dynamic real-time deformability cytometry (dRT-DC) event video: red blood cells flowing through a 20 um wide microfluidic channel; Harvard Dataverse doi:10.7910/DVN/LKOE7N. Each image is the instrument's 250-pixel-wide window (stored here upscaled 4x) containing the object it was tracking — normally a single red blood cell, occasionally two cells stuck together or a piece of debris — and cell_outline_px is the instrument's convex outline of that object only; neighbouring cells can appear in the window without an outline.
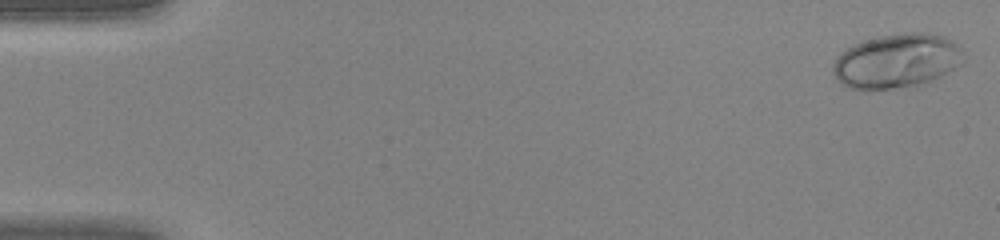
{"species": "human", "species_latin": "Homo sapiens", "temperature_condition": "warm", "stored_images_in_passage": 44, "camera_frame_rate_fps": 3000, "um_per_image_px": 0.085, "donor": {"sex": "female"}, "frame": {"image": 1, "passage_image": 1, "time_ms": 0.0, "image_size_px": [1000, 240], "cell_outline_px": [[964, 64], [940, 76], [920, 84], [868, 92], [860, 92], [848, 88], [832, 72], [832, 64], [836, 56], [840, 52], [864, 40], [880, 36], [904, 32], [920, 32], [944, 36], [952, 40], [960, 52], [964, 60]], "centroid_in_image_um": [76.17, 5.2], "position_along_channel_um": 8.8, "area_um2": 41.5}}
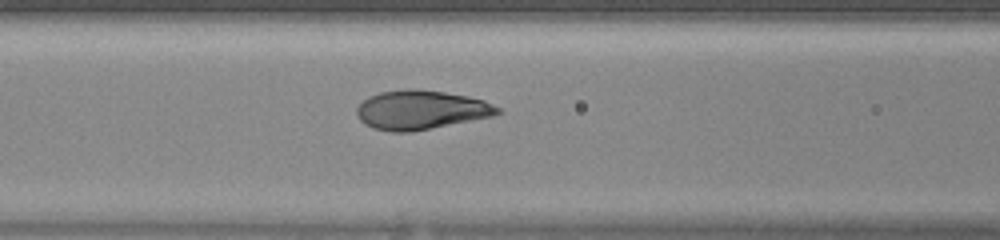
{"frame": {"image": 2, "passage_image": 19, "time_ms": 6.0, "image_size_px": [1000, 240], "cell_outline_px": [[504, 112], [492, 116], [408, 132], [388, 132], [372, 128], [364, 124], [360, 120], [356, 112], [356, 108], [368, 96], [380, 92], [404, 88], [416, 88], [444, 92], [468, 96], [484, 100], [500, 108]], "centroid_in_image_um": [35.75, 9.33], "position_along_channel_um": 130.9, "area_um2": 32.14}}
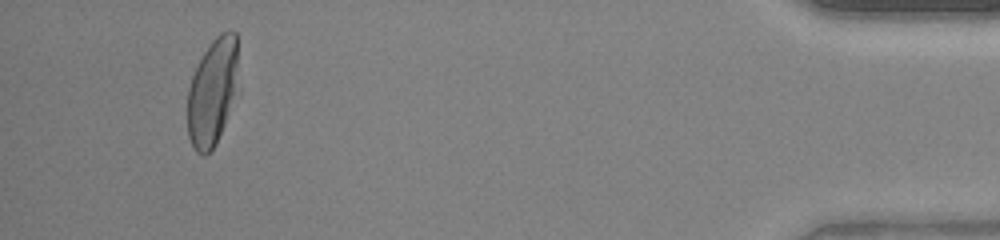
{"frame": {"image": 3, "passage_image": 42, "time_ms": 13.667, "image_size_px": [1000, 240], "cell_outline_px": [[240, 92], [216, 144], [204, 156], [196, 152], [192, 148], [188, 136], [188, 88], [192, 76], [204, 52], [212, 40], [220, 32], [236, 32]], "centroid_in_image_um": [18.11, 7.83], "position_along_channel_um": 417.1, "area_um2": 32.66}}